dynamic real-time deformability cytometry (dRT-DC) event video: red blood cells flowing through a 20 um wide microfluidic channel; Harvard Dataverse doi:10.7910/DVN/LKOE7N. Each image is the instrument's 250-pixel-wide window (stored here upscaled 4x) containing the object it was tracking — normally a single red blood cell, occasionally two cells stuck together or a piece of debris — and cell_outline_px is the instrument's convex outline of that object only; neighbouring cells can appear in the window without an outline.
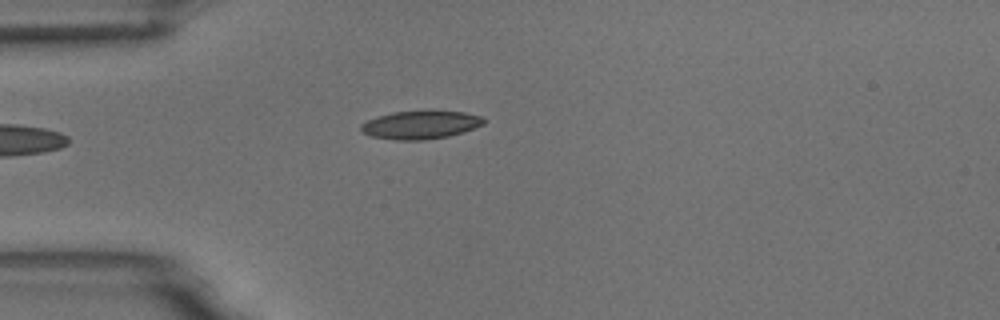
{"species": "common noctule bat (a hibernating species)", "species_latin": "Nyctalus noctula", "temperature_condition": "room temperature", "stored_images_in_passage": 4, "camera_frame_rate_fps": 3000, "um_per_image_px": 0.085, "animal": {"sex": "male", "body_mass_g": 18.8}, "frame": {"image": 1, "passage_image": 4, "time_ms": 1.0, "image_size_px": [1000, 320], "cell_outline_px": [[488, 120], [484, 124], [464, 132], [448, 136], [424, 140], [396, 140], [372, 136], [364, 132], [360, 128], [360, 124], [368, 120], [392, 112], [464, 112], [484, 116]], "centroid_in_image_um": [35.81, 10.62], "position_along_channel_um": 49.2, "area_um2": 19.88}}